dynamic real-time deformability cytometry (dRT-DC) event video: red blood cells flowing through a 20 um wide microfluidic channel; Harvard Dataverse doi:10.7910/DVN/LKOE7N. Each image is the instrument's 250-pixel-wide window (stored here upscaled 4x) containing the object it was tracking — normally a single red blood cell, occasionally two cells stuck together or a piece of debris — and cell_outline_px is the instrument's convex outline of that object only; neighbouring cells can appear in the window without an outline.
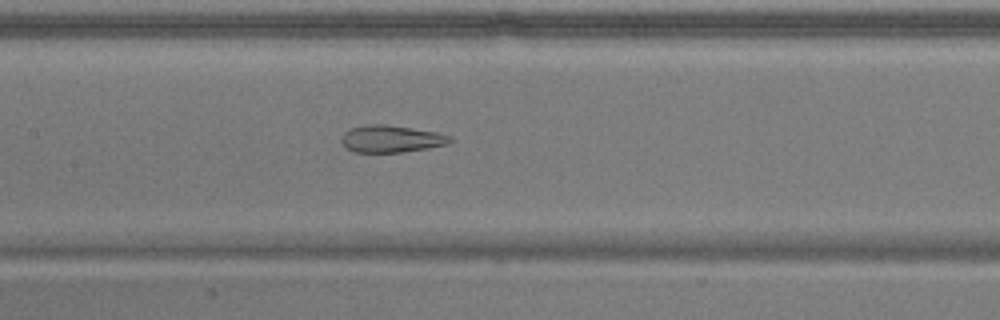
{"species": "common noctule bat (a hibernating species)", "species_latin": "Nyctalus noctula", "temperature_condition": "warm", "stored_images_in_passage": 54, "camera_frame_rate_fps": 3000, "um_per_image_px": 0.085, "animal": {"sex": "male", "body_mass_g": 17.9}, "frame": {"image": 1, "passage_image": 25, "time_ms": 8.0, "image_size_px": [1000, 320], "cell_outline_px": [[452, 140], [448, 144], [428, 148], [400, 152], [356, 152], [344, 148], [340, 140], [340, 136], [344, 132], [352, 128], [364, 124], [388, 124], [440, 132], [452, 136]], "centroid_in_image_um": [33.24, 11.79], "position_along_channel_um": 174.2, "area_um2": 17.51}}
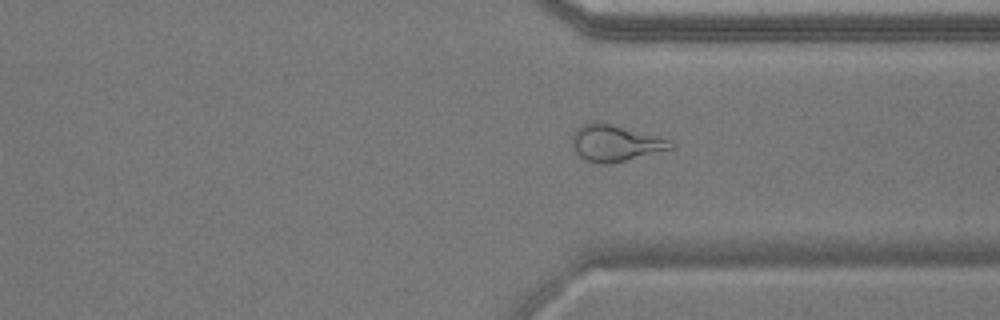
{"frame": {"image": 2, "passage_image": 40, "time_ms": 13.0, "image_size_px": [1000, 320], "cell_outline_px": [[676, 148], [624, 160], [604, 164], [600, 164], [588, 160], [580, 156], [576, 152], [572, 144], [572, 136], [576, 128], [584, 124], [596, 120], [612, 124], [672, 140], [676, 144]], "centroid_in_image_um": [52.32, 12.14], "position_along_channel_um": 359.1, "area_um2": 20.81}}
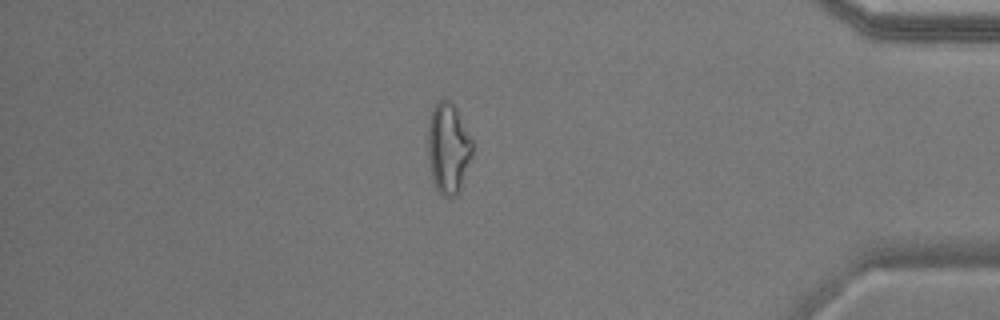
{"frame": {"image": 3, "passage_image": 46, "time_ms": 15.0, "image_size_px": [1000, 320], "cell_outline_px": [[472, 156], [460, 188], [456, 196], [444, 196], [436, 188], [432, 180], [428, 156], [428, 120], [432, 108], [444, 96], [452, 100], [472, 140]], "centroid_in_image_um": [38.08, 12.55], "position_along_channel_um": 397.1, "area_um2": 23.58}, "authors_computed_cell_mechanics": {"area_um2": 23.2645, "velocity_mm_per_s": 3.7036, "shape_relaxation_time_tau1_ms": null, "shape_relaxation_time_tau2_ms": 2.0188, "deformation_change_tau1": null, "deformation_change_tau2": 0.1159}}